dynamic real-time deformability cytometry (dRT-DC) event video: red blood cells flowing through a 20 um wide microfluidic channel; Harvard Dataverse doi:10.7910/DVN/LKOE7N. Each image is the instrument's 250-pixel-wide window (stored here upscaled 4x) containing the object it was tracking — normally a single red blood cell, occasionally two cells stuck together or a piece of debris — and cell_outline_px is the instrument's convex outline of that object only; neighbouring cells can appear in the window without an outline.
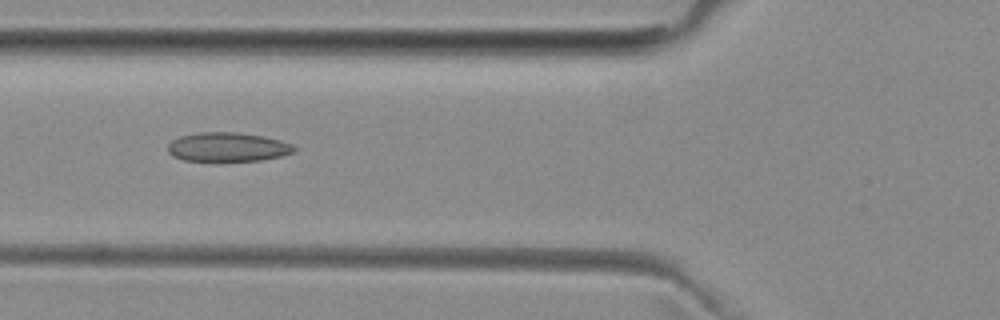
{"species": "common noctule bat (a hibernating species)", "species_latin": "Nyctalus noctula", "temperature_condition": "room temperature", "stored_images_in_passage": 6, "camera_frame_rate_fps": 3000, "um_per_image_px": 0.085, "animal": {"sex": "female", "body_mass_g": 29.2, "forearm_length_mm": 56.3}, "frame": {"image": 1, "passage_image": 5, "time_ms": 4.667, "image_size_px": [1000, 320], "cell_outline_px": [[296, 148], [292, 152], [280, 156], [260, 160], [184, 160], [172, 156], [168, 152], [168, 144], [172, 140], [180, 136], [196, 132], [236, 132], [260, 136], [280, 140], [292, 144]], "centroid_in_image_um": [19.31, 12.48], "position_along_channel_um": 106.5, "area_um2": 21.1}}
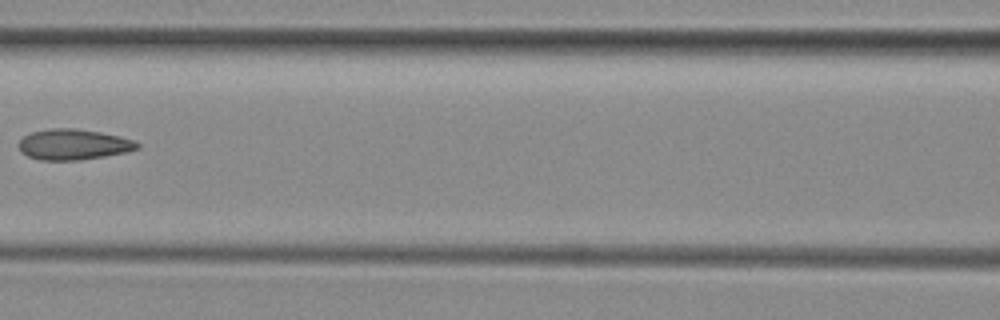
{"frame": {"image": 2, "passage_image": 6, "time_ms": 6.0, "image_size_px": [1000, 320], "cell_outline_px": [[140, 148], [124, 152], [104, 156], [80, 160], [40, 160], [28, 156], [20, 152], [20, 140], [24, 136], [32, 132], [52, 128], [76, 128], [100, 132], [120, 136], [132, 140], [140, 144]], "centroid_in_image_um": [6.24, 12.28], "position_along_channel_um": 160.4, "area_um2": 21.04}}